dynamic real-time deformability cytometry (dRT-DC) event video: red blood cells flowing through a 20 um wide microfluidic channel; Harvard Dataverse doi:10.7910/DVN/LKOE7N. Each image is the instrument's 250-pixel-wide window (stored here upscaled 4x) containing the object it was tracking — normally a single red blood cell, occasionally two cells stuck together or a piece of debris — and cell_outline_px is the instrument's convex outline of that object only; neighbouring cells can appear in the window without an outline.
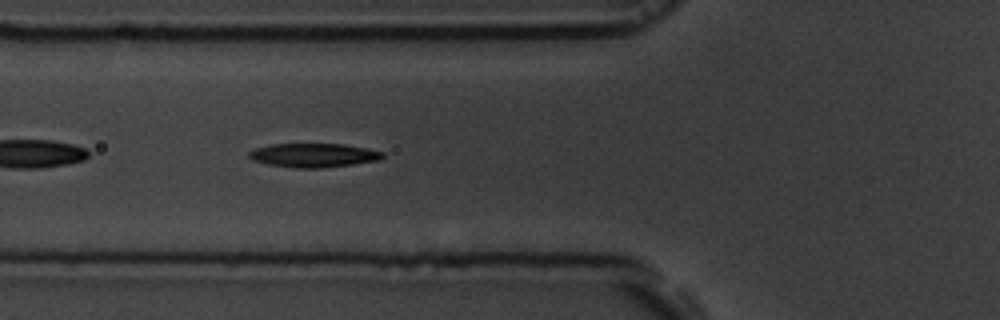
{"species": "common noctule bat (a hibernating species)", "species_latin": "Nyctalus noctula", "temperature_condition": "room temperature", "stored_images_in_passage": 32, "camera_frame_rate_fps": 3000, "um_per_image_px": 0.085, "animal": {"sex": "male", "body_mass_g": 19.5, "forearm_length_mm": 54.6}, "frame": {"image": 1, "passage_image": 5, "time_ms": 1.333, "image_size_px": [1000, 320], "cell_outline_px": [[384, 156], [380, 160], [324, 168], [296, 168], [268, 164], [252, 160], [248, 156], [248, 152], [256, 148], [272, 144], [344, 144], [368, 148], [384, 152]], "centroid_in_image_um": [26.67, 13.2], "position_along_channel_um": 99.1, "area_um2": 18.67}, "authors_computed_cell_mechanics": {"area_um2": 19.1029, "velocity_mm_per_s": 3.7243, "shape_relaxation_time_tau1_ms": 3.628, "shape_relaxation_time_tau2_ms": 7.8736, "deformation_change_tau1": 0.1638, "deformation_change_tau2": 0.1668}}